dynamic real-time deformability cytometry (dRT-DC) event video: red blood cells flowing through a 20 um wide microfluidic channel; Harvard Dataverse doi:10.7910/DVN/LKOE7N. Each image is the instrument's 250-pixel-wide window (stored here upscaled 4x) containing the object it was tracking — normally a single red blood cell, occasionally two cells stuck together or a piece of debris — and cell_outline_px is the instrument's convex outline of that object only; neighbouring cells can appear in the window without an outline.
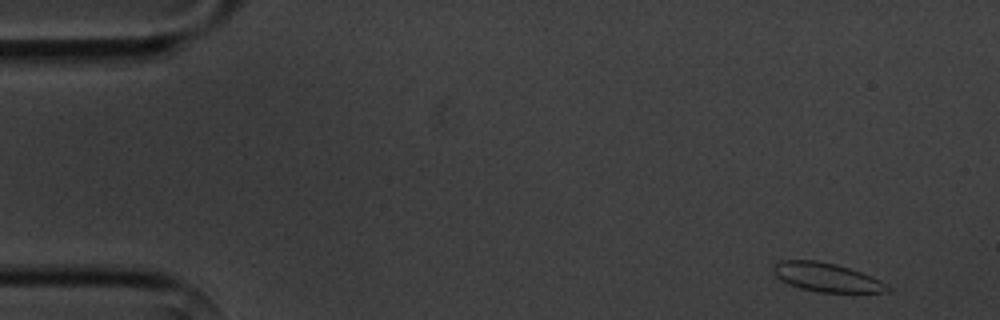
{"species": "common noctule bat (a hibernating species)", "species_latin": "Nyctalus noctula", "temperature_condition": "cold", "stored_images_in_passage": 15, "segment_of_instrument_passage": [1, 2], "camera_frame_rate_fps": 3000, "um_per_image_px": 0.085, "animal": {"sex": "male", "body_mass_g": 20.1, "forearm_length_mm": 53.5}, "frame": {"image": 1, "passage_image": 1, "time_ms": 0.0, "image_size_px": [1000, 320], "cell_outline_px": [[892, 288], [888, 292], [820, 292], [800, 288], [788, 284], [776, 276], [772, 272], [772, 264], [780, 260], [816, 260], [836, 264], [872, 276], [888, 284]], "centroid_in_image_um": [70.24, 23.56], "position_along_channel_um": 14.8, "area_um2": 19.25}}
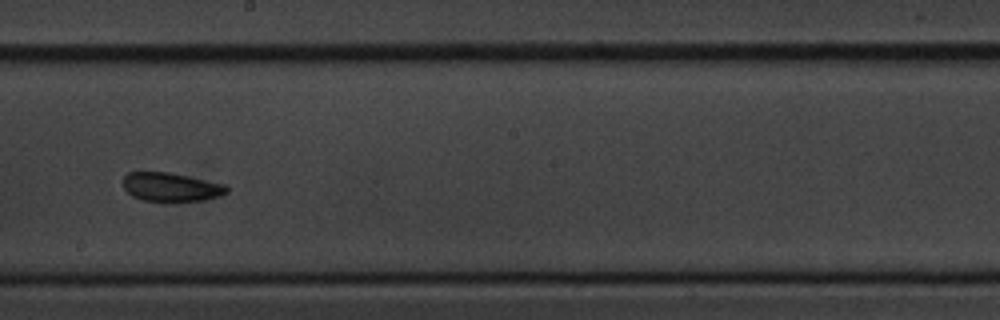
{"frame": {"image": 2, "passage_image": 8, "time_ms": 9.0, "image_size_px": [1000, 320], "cell_outline_px": [[228, 192], [220, 196], [204, 200], [176, 204], [164, 204], [144, 200], [132, 196], [124, 188], [124, 176], [128, 172], [168, 172], [228, 184]], "centroid_in_image_um": [14.59, 15.95], "position_along_channel_um": 233.6, "area_um2": 18.21}}
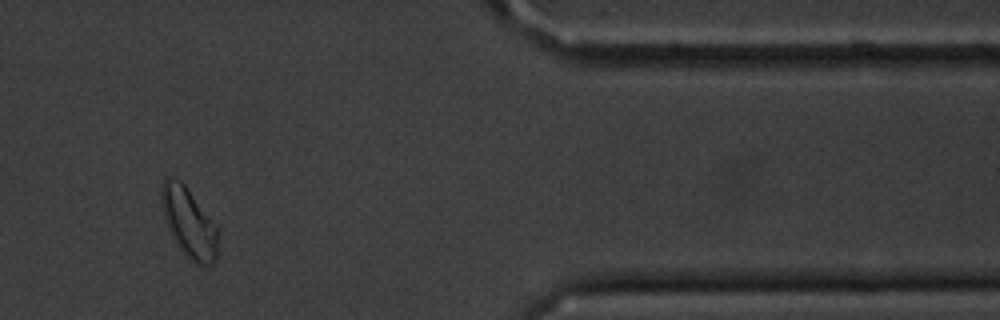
{"frame": {"image": 3, "passage_image": 12, "time_ms": 14.333, "image_size_px": [1000, 320], "cell_outline_px": [[216, 260], [212, 264], [192, 264], [176, 244], [164, 220], [160, 204], [160, 188], [164, 180], [168, 176], [172, 176], [180, 180], [184, 184], [216, 224]], "centroid_in_image_um": [16.0, 18.9], "position_along_channel_um": 395.4, "area_um2": 23.06}}